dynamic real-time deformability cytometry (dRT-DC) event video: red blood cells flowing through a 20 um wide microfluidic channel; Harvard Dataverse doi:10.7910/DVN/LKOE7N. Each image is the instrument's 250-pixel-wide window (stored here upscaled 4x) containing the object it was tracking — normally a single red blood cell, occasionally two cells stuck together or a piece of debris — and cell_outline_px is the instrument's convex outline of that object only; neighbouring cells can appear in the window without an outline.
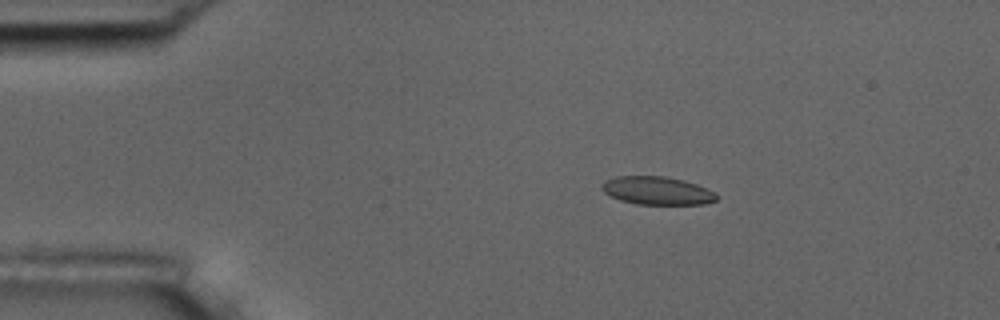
{"species": "common noctule bat (a hibernating species)", "species_latin": "Nyctalus noctula", "temperature_condition": "room temperature", "stored_images_in_passage": 8, "camera_frame_rate_fps": 3000, "um_per_image_px": 0.085, "animal": {"sex": "male", "body_mass_g": 17.5, "forearm_length_mm": 52.3}, "frame": {"image": 1, "passage_image": 3, "time_ms": 2.0, "image_size_px": [1000, 320], "cell_outline_px": [[716, 200], [704, 204], [636, 204], [620, 200], [604, 192], [600, 188], [600, 184], [604, 180], [616, 176], [664, 176], [684, 180], [696, 184], [716, 192]], "centroid_in_image_um": [55.82, 16.2], "position_along_channel_um": 29.2, "area_um2": 18.84}}
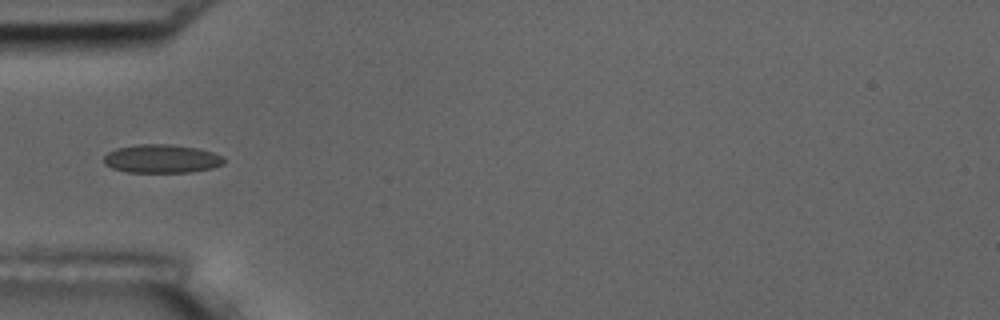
{"frame": {"image": 2, "passage_image": 5, "time_ms": 4.667, "image_size_px": [1000, 320], "cell_outline_px": [[224, 164], [212, 168], [188, 172], [128, 172], [112, 168], [104, 164], [104, 156], [108, 152], [116, 148], [136, 144], [172, 144], [200, 148], [224, 156]], "centroid_in_image_um": [13.75, 13.48], "position_along_channel_um": 71.3, "area_um2": 20.11}}
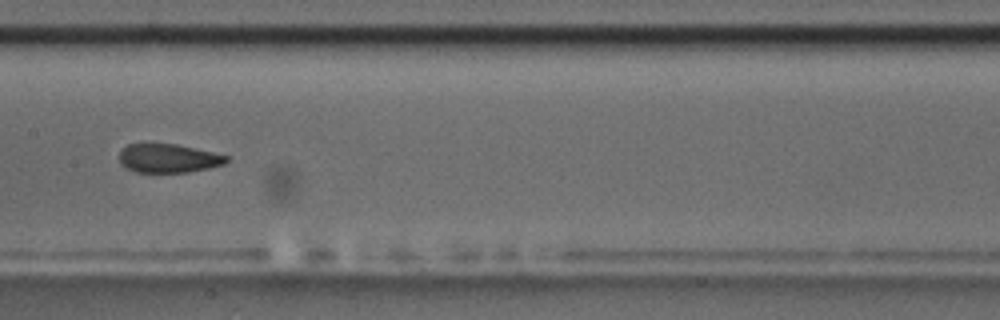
{"frame": {"image": 3, "passage_image": 8, "time_ms": 8.0, "image_size_px": [1000, 320], "cell_outline_px": [[228, 160], [224, 164], [208, 168], [188, 172], [136, 172], [120, 164], [120, 148], [128, 144], [176, 144], [212, 152], [228, 156]], "centroid_in_image_um": [14.29, 13.45], "position_along_channel_um": 193.1, "area_um2": 17.8}}